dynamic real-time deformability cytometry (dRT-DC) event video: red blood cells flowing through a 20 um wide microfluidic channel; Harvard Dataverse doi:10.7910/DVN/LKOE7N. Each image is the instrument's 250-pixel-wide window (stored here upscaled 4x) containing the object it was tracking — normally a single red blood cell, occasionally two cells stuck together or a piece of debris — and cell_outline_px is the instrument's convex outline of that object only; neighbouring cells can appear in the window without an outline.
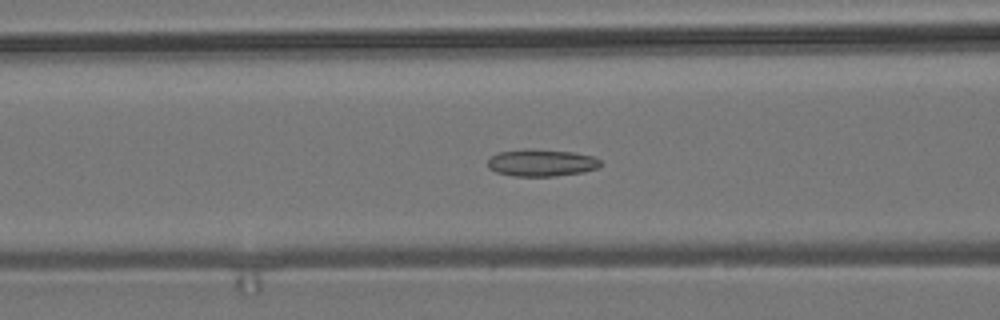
{"species": "common noctule bat (a hibernating species)", "species_latin": "Nyctalus noctula", "temperature_condition": "room temperature", "stored_images_in_passage": 45, "camera_frame_rate_fps": 3000, "um_per_image_px": 0.085, "animal": {"sex": "male", "body_mass_g": 19.2, "forearm_length_mm": 51.8}, "frame": {"image": 1, "passage_image": 21, "time_ms": 6.667, "image_size_px": [1000, 320], "cell_outline_px": [[600, 164], [596, 168], [584, 172], [556, 176], [512, 176], [496, 172], [488, 168], [488, 160], [496, 152], [524, 148], [532, 148], [572, 152], [592, 156], [600, 160]], "centroid_in_image_um": [45.97, 13.82], "position_along_channel_um": 120.6, "area_um2": 17.98}}
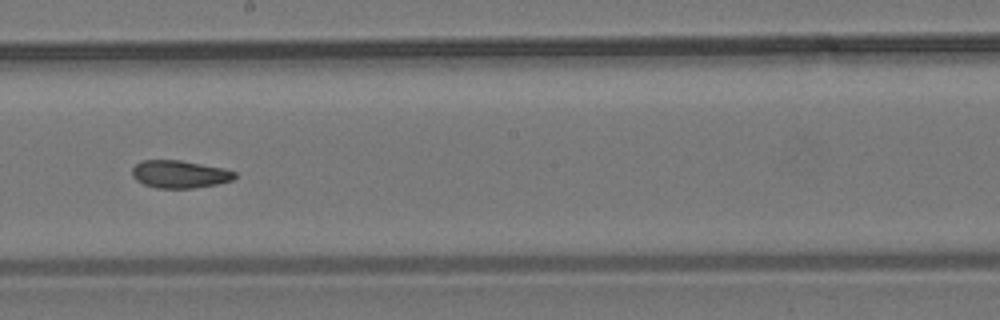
{"frame": {"image": 2, "passage_image": 30, "time_ms": 9.667, "image_size_px": [1000, 320], "cell_outline_px": [[236, 176], [232, 180], [216, 184], [192, 188], [156, 188], [144, 184], [136, 180], [132, 176], [132, 168], [136, 164], [144, 160], [180, 160], [224, 168], [236, 172]], "centroid_in_image_um": [15.26, 14.8], "position_along_channel_um": 232.9, "area_um2": 16.47}}
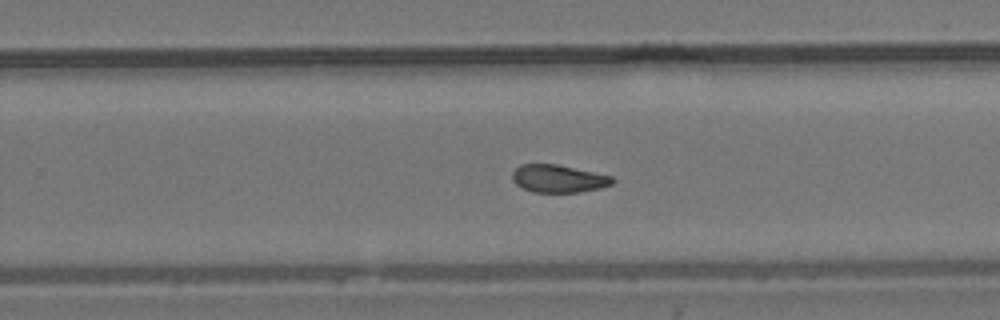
{"frame": {"image": 3, "passage_image": 34, "time_ms": 11.0, "image_size_px": [1000, 320], "cell_outline_px": [[616, 180], [612, 184], [600, 188], [580, 192], [532, 192], [520, 188], [512, 180], [512, 172], [520, 164], [556, 164], [612, 176]], "centroid_in_image_um": [47.44, 15.19], "position_along_channel_um": 282.4, "area_um2": 16.24}, "authors_computed_cell_mechanics": {"area_um2": 19.652, "velocity_mm_per_s": 3.7374, "shape_relaxation_time_tau1_ms": null, "shape_relaxation_time_tau2_ms": 3.0242, "deformation_change_tau1": null, "deformation_change_tau2": 0.0869}}